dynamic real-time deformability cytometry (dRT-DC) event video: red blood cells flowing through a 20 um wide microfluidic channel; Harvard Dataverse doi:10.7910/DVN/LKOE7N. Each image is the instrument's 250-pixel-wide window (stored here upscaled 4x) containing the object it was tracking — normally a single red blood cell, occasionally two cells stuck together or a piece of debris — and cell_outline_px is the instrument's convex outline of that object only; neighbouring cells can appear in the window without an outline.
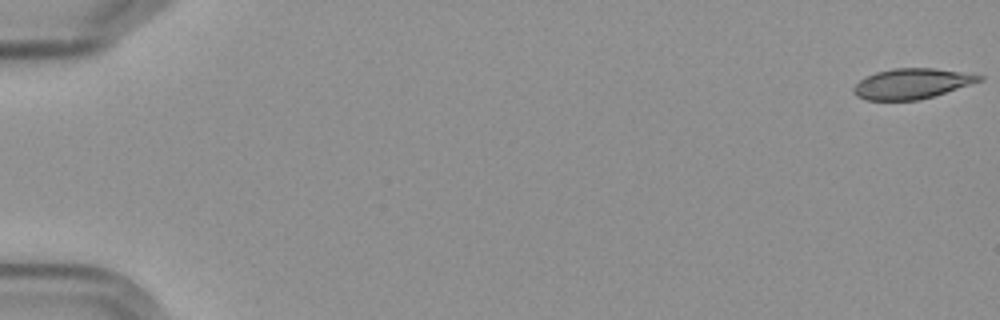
{"species": "Egyptian fruit bat (a non-hibernating species)", "species_latin": "Rousettus aegyptiacus", "temperature_condition": "cold", "stored_images_in_passage": 7, "camera_frame_rate_fps": 3000, "um_per_image_px": 0.085, "frame": {"image": 1, "passage_image": 1, "time_ms": 0.0, "image_size_px": [1000, 320], "cell_outline_px": [[984, 80], [932, 96], [916, 100], [864, 100], [856, 96], [852, 92], [852, 88], [864, 76], [876, 72], [892, 68], [932, 68], [960, 72], [984, 76]], "centroid_in_image_um": [77.44, 7.11], "position_along_channel_um": 7.6, "area_um2": 22.08}}
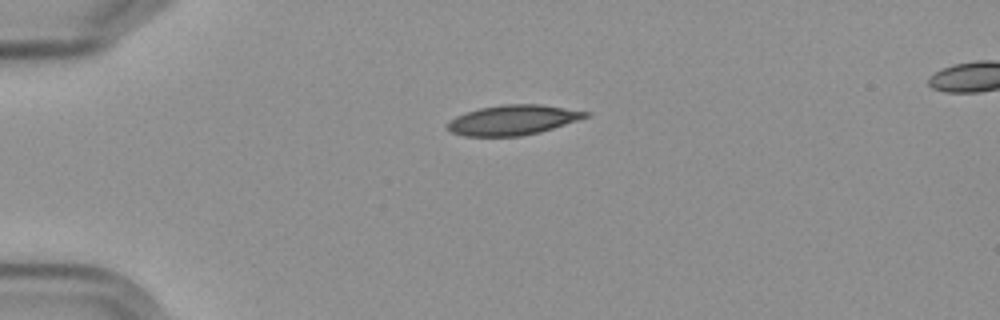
{"frame": {"image": 2, "passage_image": 5, "time_ms": 4.667, "image_size_px": [1000, 320], "cell_outline_px": [[588, 116], [540, 132], [520, 136], [464, 136], [452, 132], [448, 128], [448, 124], [456, 116], [480, 108], [500, 104], [540, 104], [588, 112]], "centroid_in_image_um": [43.57, 10.2], "position_along_channel_um": 41.4, "area_um2": 23.58}}